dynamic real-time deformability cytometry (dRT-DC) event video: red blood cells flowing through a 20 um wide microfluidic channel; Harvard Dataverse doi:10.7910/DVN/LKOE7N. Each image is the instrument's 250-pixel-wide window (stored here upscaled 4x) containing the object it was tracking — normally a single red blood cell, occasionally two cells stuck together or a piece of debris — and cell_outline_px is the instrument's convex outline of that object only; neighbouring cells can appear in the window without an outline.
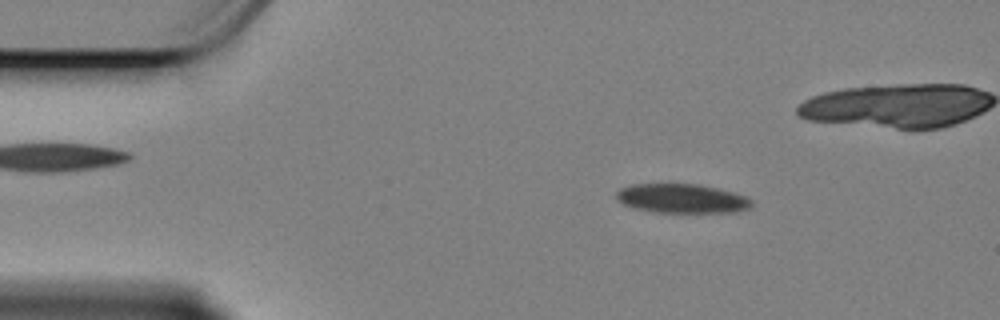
{"species": "Egyptian fruit bat (a non-hibernating species)", "species_latin": "Rousettus aegyptiacus", "temperature_condition": "cold", "stored_images_in_passage": 46, "camera_frame_rate_fps": 3000, "um_per_image_px": 0.085, "animal": {"sex": "female"}, "frame": {"image": 1, "passage_image": 7, "time_ms": 2.0, "image_size_px": [1000, 320], "cell_outline_px": [[752, 208], [736, 212], [656, 212], [632, 208], [616, 200], [616, 192], [620, 188], [632, 184], [700, 184], [720, 188], [736, 192], [748, 196], [752, 200]], "centroid_in_image_um": [58.0, 16.86], "position_along_channel_um": 27.0, "area_um2": 23.41}}
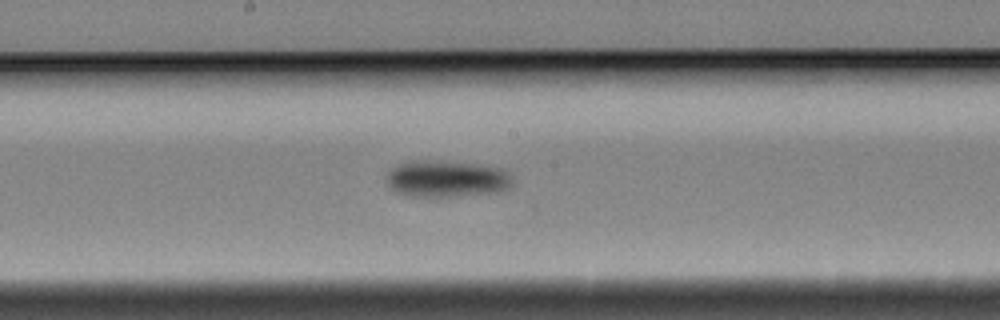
{"frame": {"image": 2, "passage_image": 28, "time_ms": 9.0, "image_size_px": [1000, 320], "cell_outline_px": [[512, 188], [500, 192], [456, 196], [412, 196], [396, 192], [388, 184], [388, 172], [392, 168], [408, 160], [440, 160], [488, 164], [504, 168], [512, 176]], "centroid_in_image_um": [38.06, 15.17], "position_along_channel_um": 210.1, "area_um2": 27.57}}
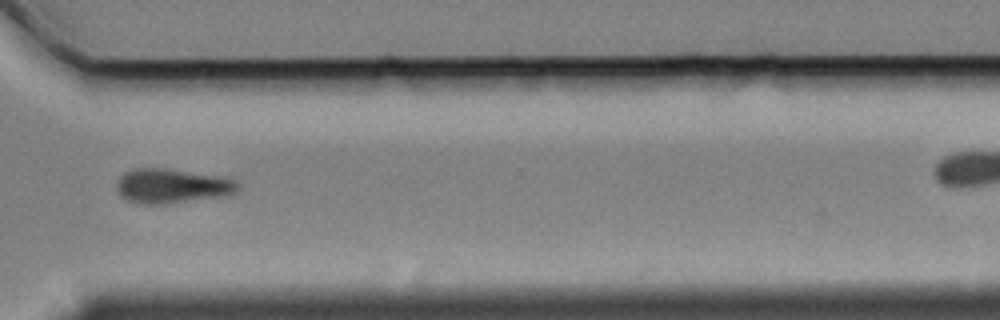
{"frame": {"image": 3, "passage_image": 41, "time_ms": 13.333, "image_size_px": [1000, 320], "cell_outline_px": [[240, 188], [236, 192], [228, 196], [168, 204], [136, 204], [128, 200], [116, 188], [116, 180], [124, 172], [132, 168], [164, 168], [228, 176], [236, 180], [240, 184]], "centroid_in_image_um": [14.7, 15.8], "position_along_channel_um": 355.9, "area_um2": 25.14}}